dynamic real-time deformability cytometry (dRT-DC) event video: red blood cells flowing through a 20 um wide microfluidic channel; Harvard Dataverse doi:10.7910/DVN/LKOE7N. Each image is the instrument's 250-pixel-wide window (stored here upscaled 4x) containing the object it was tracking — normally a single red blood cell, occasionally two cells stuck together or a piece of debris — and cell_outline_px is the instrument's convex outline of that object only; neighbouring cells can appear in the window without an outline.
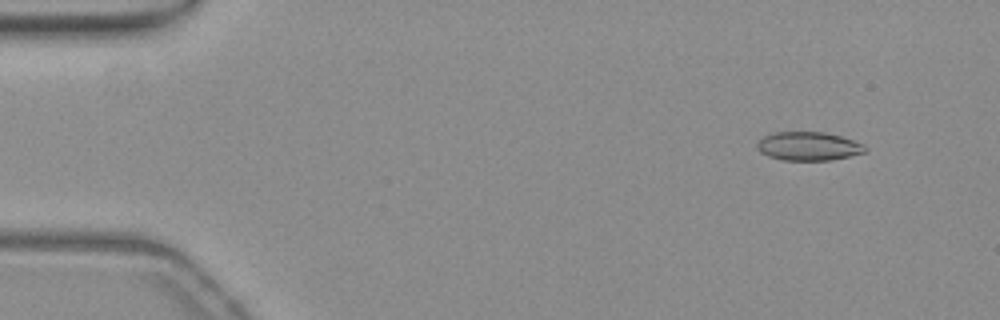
{"species": "common noctule bat (a hibernating species)", "species_latin": "Nyctalus noctula", "temperature_condition": "warm", "stored_images_in_passage": 52, "camera_frame_rate_fps": 3000, "um_per_image_px": 0.085, "animal": {"sex": "female", "body_mass_g": 19.3, "forearm_length_mm": 54.1}, "frame": {"image": 1, "passage_image": 5, "time_ms": 1.333, "image_size_px": [1000, 320], "cell_outline_px": [[868, 152], [832, 160], [784, 160], [768, 156], [760, 152], [756, 148], [756, 144], [764, 136], [776, 132], [824, 132], [840, 136], [864, 144], [868, 148]], "centroid_in_image_um": [68.75, 12.43], "position_along_channel_um": 16.3, "area_um2": 18.09}}
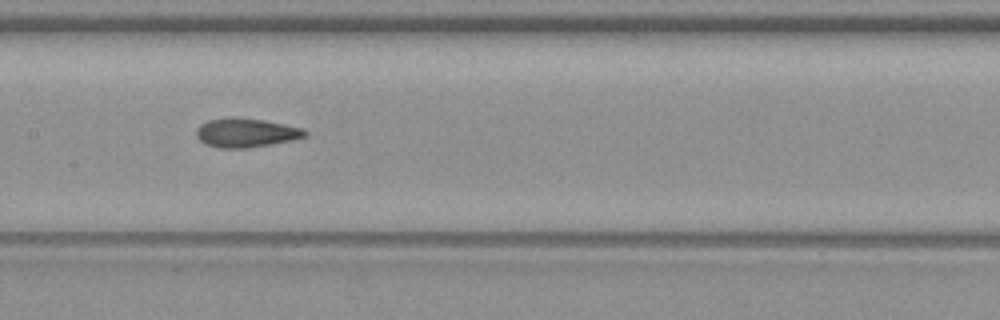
{"frame": {"image": 2, "passage_image": 27, "time_ms": 8.667, "image_size_px": [1000, 320], "cell_outline_px": [[308, 132], [304, 136], [292, 140], [248, 148], [220, 148], [204, 144], [196, 136], [196, 128], [200, 124], [208, 120], [232, 116], [264, 120], [304, 128]], "centroid_in_image_um": [20.87, 11.27], "position_along_channel_um": 186.5, "area_um2": 18.5}}
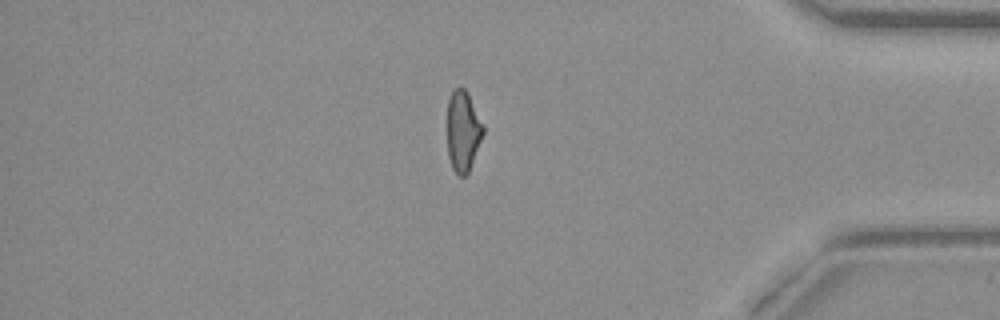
{"frame": {"image": 3, "passage_image": 46, "time_ms": 15.0, "image_size_px": [1000, 320], "cell_outline_px": [[484, 132], [468, 172], [464, 176], [460, 176], [452, 168], [448, 156], [448, 100], [452, 92], [460, 84], [468, 92], [484, 124]], "centroid_in_image_um": [39.36, 11.09], "position_along_channel_um": 395.8, "area_um2": 16.88}}